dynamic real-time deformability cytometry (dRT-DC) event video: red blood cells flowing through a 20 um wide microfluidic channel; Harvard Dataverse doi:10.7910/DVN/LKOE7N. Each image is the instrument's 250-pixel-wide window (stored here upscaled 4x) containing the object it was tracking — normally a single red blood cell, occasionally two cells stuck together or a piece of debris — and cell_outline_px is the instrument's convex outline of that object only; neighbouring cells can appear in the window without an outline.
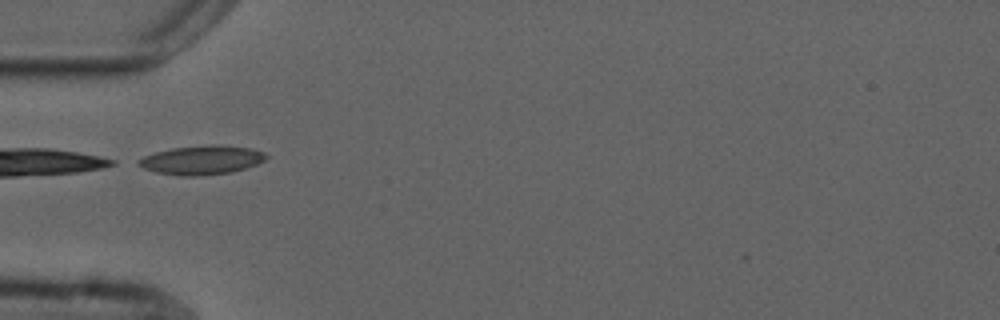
{"species": "common noctule bat (a hibernating species)", "species_latin": "Nyctalus noctula", "temperature_condition": "cold", "stored_images_in_passage": 6, "camera_frame_rate_fps": 3000, "um_per_image_px": 0.085, "animal": {"sex": "male", "forearm_length_mm": 52.5}, "frame": {"image": 1, "passage_image": 4, "time_ms": 4.667, "image_size_px": [1000, 320], "cell_outline_px": [[268, 156], [264, 160], [256, 164], [232, 172], [200, 176], [180, 176], [156, 172], [144, 168], [136, 164], [136, 160], [144, 156], [156, 152], [172, 148], [212, 144], [216, 144], [248, 148], [264, 152]], "centroid_in_image_um": [17.11, 13.6], "position_along_channel_um": 67.9, "area_um2": 21.5}}
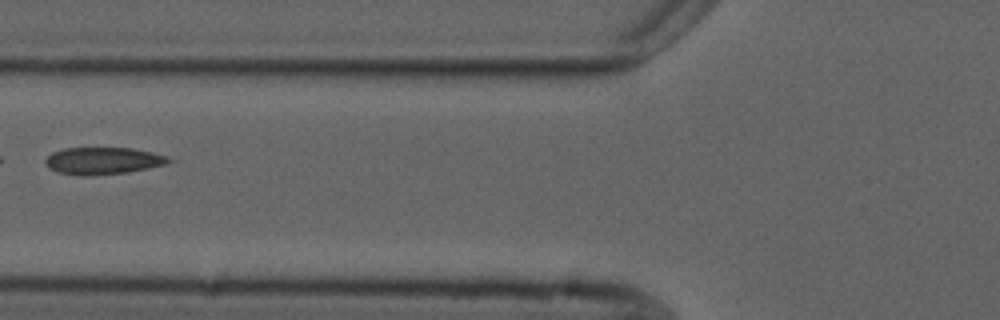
{"frame": {"image": 2, "passage_image": 5, "time_ms": 6.0, "image_size_px": [1000, 320], "cell_outline_px": [[176, 160], [164, 164], [148, 168], [128, 172], [84, 176], [60, 172], [48, 168], [44, 164], [44, 160], [52, 152], [64, 148], [132, 148], [152, 152], [168, 156]], "centroid_in_image_um": [8.76, 13.66], "position_along_channel_um": 117.0, "area_um2": 19.48}}
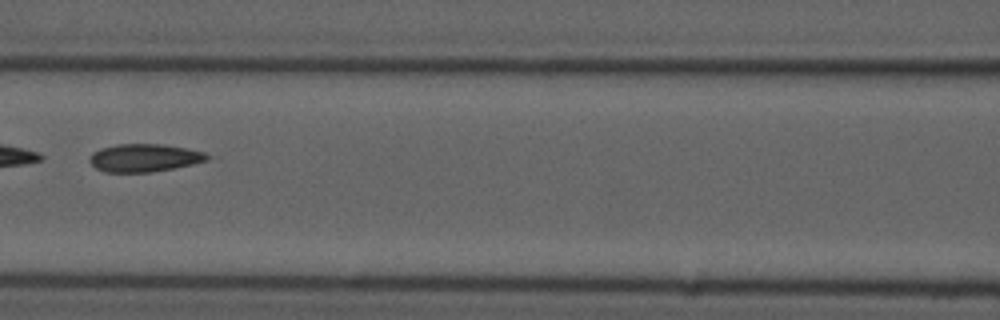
{"frame": {"image": 3, "passage_image": 6, "time_ms": 7.0, "image_size_px": [1000, 320], "cell_outline_px": [[212, 156], [208, 160], [192, 164], [152, 172], [104, 172], [96, 168], [88, 160], [92, 152], [100, 148], [116, 144], [164, 144], [204, 152]], "centroid_in_image_um": [12.25, 13.41], "position_along_channel_um": 154.4, "area_um2": 19.13}}